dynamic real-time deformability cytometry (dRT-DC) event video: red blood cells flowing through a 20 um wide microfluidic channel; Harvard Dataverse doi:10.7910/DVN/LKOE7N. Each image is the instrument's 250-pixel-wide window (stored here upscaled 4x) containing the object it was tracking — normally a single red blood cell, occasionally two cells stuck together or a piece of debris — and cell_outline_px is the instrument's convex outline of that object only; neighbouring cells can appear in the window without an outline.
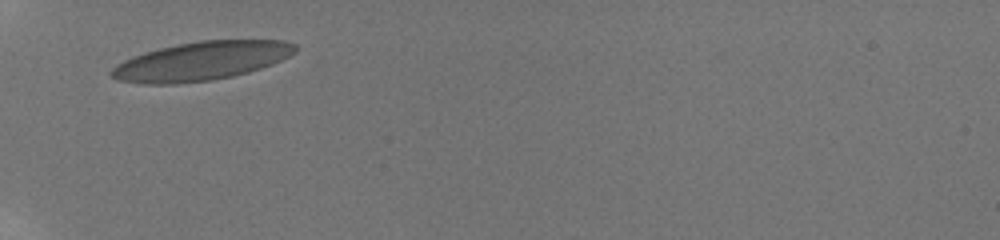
{"species": "human", "species_latin": "Homo sapiens", "temperature_condition": "room temperature", "stored_images_in_passage": 2, "camera_frame_rate_fps": 3000, "um_per_image_px": 0.085, "donor": {"sex": "male"}, "frame": {"image": 1, "passage_image": 1, "time_ms": 0.0, "image_size_px": [1000, 240], "cell_outline_px": [[300, 48], [296, 52], [272, 64], [248, 72], [232, 76], [212, 80], [176, 84], [140, 84], [120, 80], [112, 76], [112, 68], [116, 64], [124, 60], [144, 52], [176, 44], [200, 40], [284, 40], [296, 44]], "centroid_in_image_um": [17.14, 5.18], "position_along_channel_um": 67.9, "area_um2": 41.44}}